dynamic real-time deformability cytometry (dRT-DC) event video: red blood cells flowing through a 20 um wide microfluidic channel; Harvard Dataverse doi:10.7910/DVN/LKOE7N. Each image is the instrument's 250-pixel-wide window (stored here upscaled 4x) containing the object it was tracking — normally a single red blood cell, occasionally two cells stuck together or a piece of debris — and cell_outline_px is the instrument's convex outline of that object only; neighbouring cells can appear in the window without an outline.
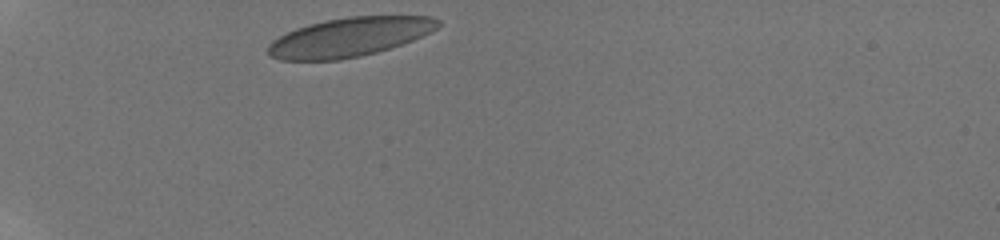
{"species": "human", "species_latin": "Homo sapiens", "temperature_condition": "room temperature", "stored_images_in_passage": 32, "camera_frame_rate_fps": 3000, "um_per_image_px": 0.085, "donor": {"sex": "male"}, "frame": {"image": 1, "passage_image": 1, "time_ms": 0.0, "image_size_px": [1000, 240], "cell_outline_px": [[436, 24], [428, 32], [400, 44], [388, 48], [356, 56], [332, 60], [284, 60], [272, 56], [268, 52], [268, 48], [280, 36], [288, 32], [312, 24], [332, 20], [356, 16], [424, 16], [436, 20]], "centroid_in_image_um": [29.65, 3.16], "position_along_channel_um": 55.4, "area_um2": 36.59}}
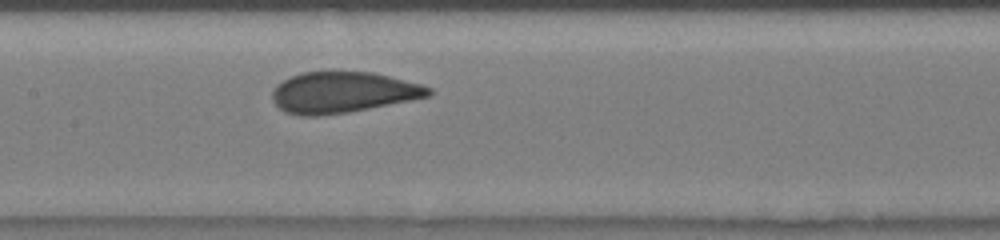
{"frame": {"image": 2, "passage_image": 13, "time_ms": 4.0, "image_size_px": [1000, 240], "cell_outline_px": [[432, 92], [428, 96], [364, 108], [340, 112], [288, 112], [280, 108], [276, 104], [276, 88], [280, 84], [296, 76], [308, 72], [364, 72], [384, 76], [416, 84], [428, 88]], "centroid_in_image_um": [29.19, 7.81], "position_along_channel_um": 178.2, "area_um2": 33.93}}
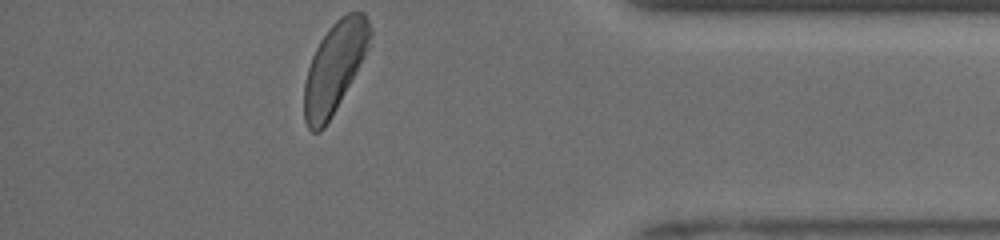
{"frame": {"image": 3, "passage_image": 32, "time_ms": 10.333, "image_size_px": [1000, 240], "cell_outline_px": [[372, 32], [364, 52], [348, 84], [324, 128], [320, 132], [312, 132], [308, 128], [304, 116], [304, 84], [308, 68], [316, 48], [324, 36], [348, 12], [364, 12]], "centroid_in_image_um": [28.38, 5.77], "position_along_channel_um": 406.8, "area_um2": 32.54}, "authors_computed_cell_mechanics": {"area_um2": 34.6511, "velocity_mm_per_s": 3.9351, "shape_relaxation_time_tau1_ms": 2.9279, "shape_relaxation_time_tau2_ms": null, "deformation_change_tau1": 0.1074, "deformation_change_tau2": null}}